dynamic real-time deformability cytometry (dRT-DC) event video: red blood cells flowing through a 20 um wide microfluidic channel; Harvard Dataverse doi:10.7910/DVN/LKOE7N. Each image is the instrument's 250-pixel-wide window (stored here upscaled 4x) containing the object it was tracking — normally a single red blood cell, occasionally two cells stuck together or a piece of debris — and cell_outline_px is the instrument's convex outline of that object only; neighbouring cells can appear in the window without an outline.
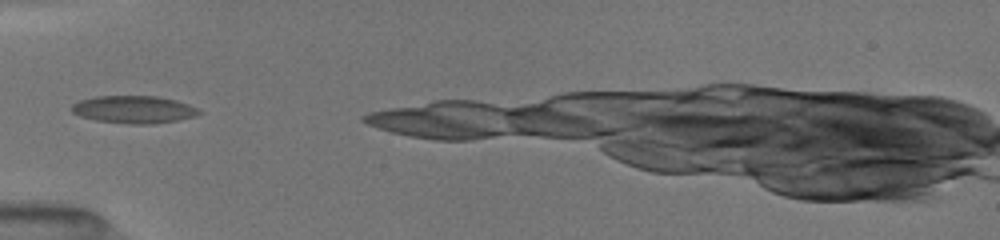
{"species": "common noctule bat (a hibernating species)", "species_latin": "Nyctalus noctula", "temperature_condition": "room temperature", "stored_images_in_passage": 49, "camera_frame_rate_fps": 3000, "um_per_image_px": 0.085, "animal": {"sex": "female", "body_mass_g": 19.5, "forearm_length_mm": 54.1}, "frame": {"image": 1, "passage_image": 1, "time_ms": 0.0, "image_size_px": [1000, 240], "cell_outline_px": [[200, 112], [192, 116], [176, 120], [152, 124], [132, 124], [96, 120], [80, 116], [72, 112], [72, 108], [76, 104], [84, 100], [100, 96], [152, 96], [172, 100], [184, 104]], "centroid_in_image_um": [11.31, 9.32], "position_along_channel_um": 73.7, "area_um2": 19.42}}
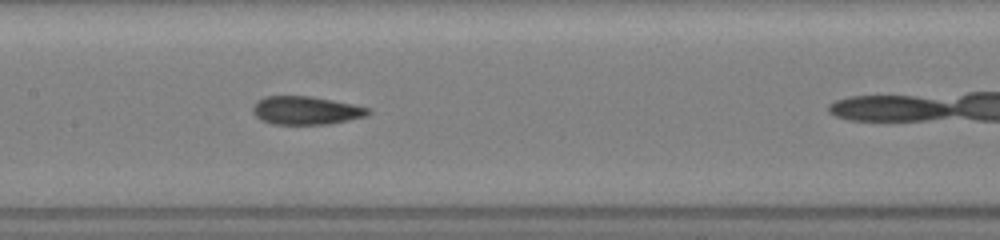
{"frame": {"image": 2, "passage_image": 18, "time_ms": 2.667, "image_size_px": [1000, 240], "cell_outline_px": [[368, 112], [364, 116], [328, 124], [276, 124], [264, 120], [256, 116], [256, 104], [260, 100], [268, 96], [308, 96], [368, 108]], "centroid_in_image_um": [26.0, 9.39], "position_along_channel_um": 181.4, "area_um2": 17.92}}
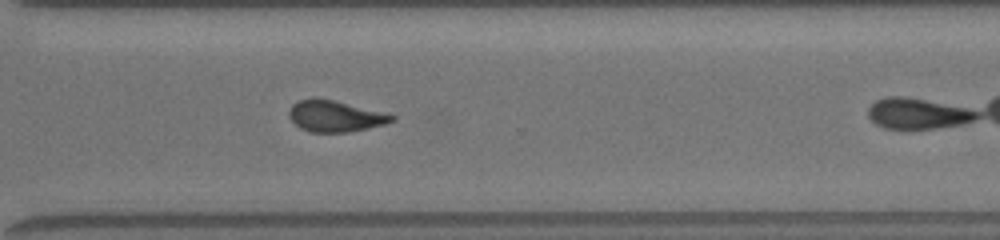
{"frame": {"image": 3, "passage_image": 40, "time_ms": 6.667, "image_size_px": [1000, 240], "cell_outline_px": [[396, 116], [392, 120], [384, 124], [348, 132], [312, 132], [300, 128], [292, 120], [288, 112], [292, 104], [300, 100], [332, 100]], "centroid_in_image_um": [28.45, 9.9], "position_along_channel_um": 342.2, "area_um2": 17.8}}